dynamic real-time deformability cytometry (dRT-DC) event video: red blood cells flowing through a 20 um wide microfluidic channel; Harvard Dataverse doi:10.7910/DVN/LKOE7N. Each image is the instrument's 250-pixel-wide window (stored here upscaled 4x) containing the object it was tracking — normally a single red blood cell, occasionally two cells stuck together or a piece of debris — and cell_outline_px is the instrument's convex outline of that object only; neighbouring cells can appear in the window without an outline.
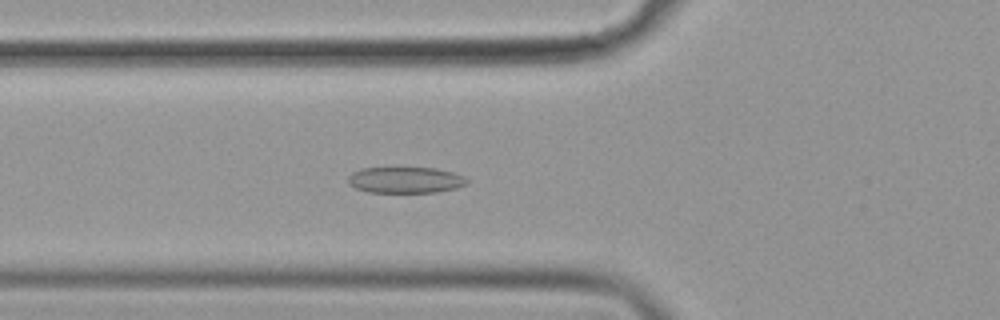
{"species": "common noctule bat (a hibernating species)", "species_latin": "Nyctalus noctula", "temperature_condition": "cold", "stored_images_in_passage": 46, "camera_frame_rate_fps": 3000, "um_per_image_px": 0.085, "animal": {"sex": "female", "body_mass_g": 19.9}, "frame": {"image": 1, "passage_image": 10, "time_ms": 3.0, "image_size_px": [1000, 320], "cell_outline_px": [[468, 184], [456, 188], [436, 192], [368, 192], [356, 188], [348, 184], [348, 176], [352, 172], [360, 168], [400, 164], [436, 168], [452, 172], [464, 176], [468, 180]], "centroid_in_image_um": [34.42, 15.23], "position_along_channel_um": 91.4, "area_um2": 19.25}}
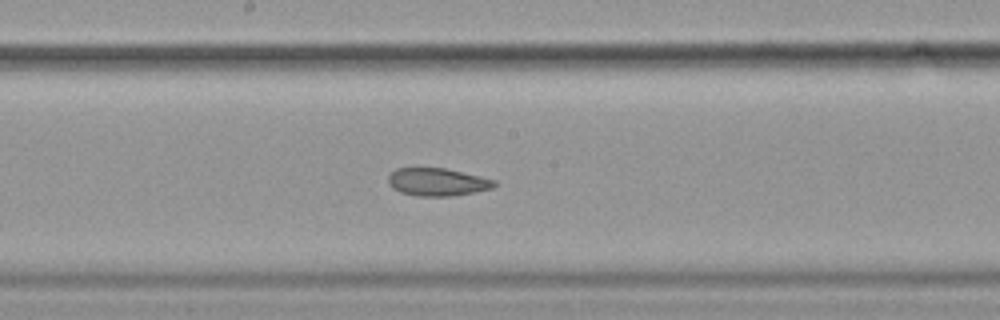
{"frame": {"image": 2, "passage_image": 20, "time_ms": 6.333, "image_size_px": [1000, 320], "cell_outline_px": [[496, 184], [492, 188], [452, 196], [416, 196], [400, 192], [392, 188], [388, 184], [388, 176], [396, 168], [444, 168], [480, 176], [496, 180]], "centroid_in_image_um": [37.14, 15.47], "position_along_channel_um": 211.1, "area_um2": 17.11}}
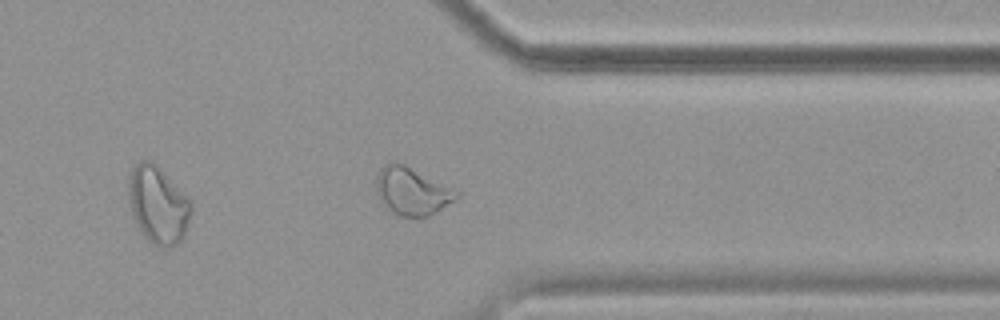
{"frame": {"image": 3, "passage_image": 34, "time_ms": 11.0, "image_size_px": [1000, 320], "cell_outline_px": [[460, 196], [456, 200], [428, 216], [400, 216], [388, 212], [380, 200], [376, 188], [376, 176], [380, 168], [384, 164], [392, 160], [404, 164], [460, 192]], "centroid_in_image_um": [34.98, 16.25], "position_along_channel_um": 376.4, "area_um2": 22.37}, "authors_computed_cell_mechanics": {"area_um2": 19.4786, "velocity_mm_per_s": 3.597, "shape_relaxation_time_tau1_ms": null, "shape_relaxation_time_tau2_ms": 3.7404, "deformation_change_tau1": null, "deformation_change_tau2": 0.0939}}